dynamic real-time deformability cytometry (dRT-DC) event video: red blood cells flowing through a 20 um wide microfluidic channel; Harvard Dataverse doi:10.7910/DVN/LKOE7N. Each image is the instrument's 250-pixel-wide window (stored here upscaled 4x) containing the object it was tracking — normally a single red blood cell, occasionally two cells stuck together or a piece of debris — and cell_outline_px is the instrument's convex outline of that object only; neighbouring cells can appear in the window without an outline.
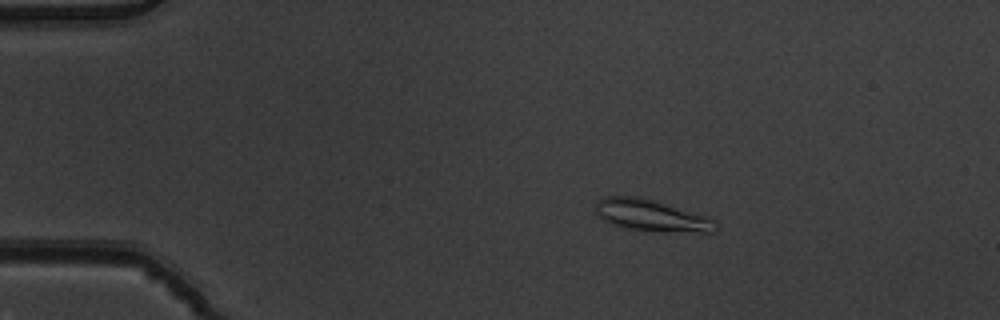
{"species": "common noctule bat (a hibernating species)", "species_latin": "Nyctalus noctula", "temperature_condition": "warm", "stored_images_in_passage": 6, "camera_frame_rate_fps": 3000, "um_per_image_px": 0.085, "animal": {"sex": "male", "body_mass_g": 19.5, "forearm_length_mm": 54.6}, "frame": {"image": 1, "passage_image": 3, "time_ms": 0.667, "image_size_px": [1000, 320], "cell_outline_px": [[716, 232], [708, 236], [660, 232], [620, 228], [604, 220], [596, 212], [596, 200], [604, 196], [636, 196], [652, 200], [708, 216], [712, 220], [716, 228]], "centroid_in_image_um": [55.46, 18.38], "position_along_channel_um": 29.5, "area_um2": 22.95}}
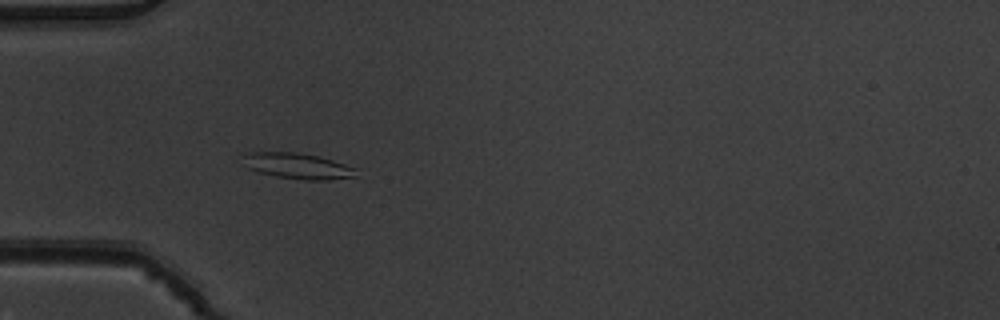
{"frame": {"image": 2, "passage_image": 5, "time_ms": 1.333, "image_size_px": [1000, 320], "cell_outline_px": [[356, 176], [328, 180], [304, 180], [276, 176], [260, 172], [248, 168], [244, 156], [252, 152], [296, 152], [316, 156], [332, 160], [356, 168]], "centroid_in_image_um": [25.35, 14.11], "position_along_channel_um": 59.7, "area_um2": 16.59}}
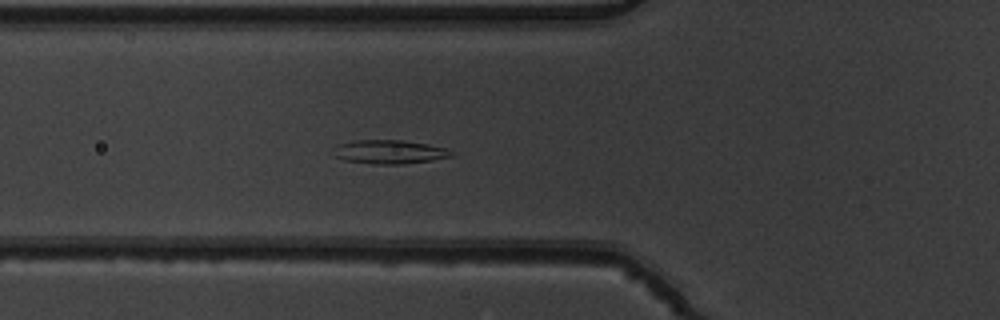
{"frame": {"image": 3, "passage_image": 6, "time_ms": 1.667, "image_size_px": [1000, 320], "cell_outline_px": [[452, 156], [432, 160], [404, 164], [372, 164], [344, 160], [336, 156], [340, 144], [352, 140], [400, 140], [428, 144], [444, 148], [452, 152]], "centroid_in_image_um": [33.14, 12.91], "position_along_channel_um": 92.7, "area_um2": 15.95}}